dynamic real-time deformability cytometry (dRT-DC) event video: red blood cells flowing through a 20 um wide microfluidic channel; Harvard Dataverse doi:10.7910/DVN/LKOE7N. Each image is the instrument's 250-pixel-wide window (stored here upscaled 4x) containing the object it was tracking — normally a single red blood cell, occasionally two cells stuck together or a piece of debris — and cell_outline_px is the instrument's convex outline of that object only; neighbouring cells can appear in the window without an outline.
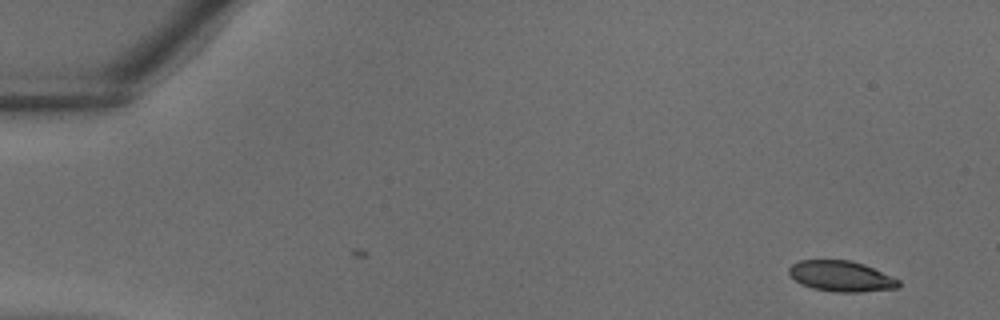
{"species": "common noctule bat (a hibernating species)", "species_latin": "Nyctalus noctula", "temperature_condition": "warm", "stored_images_in_passage": 34, "camera_frame_rate_fps": 3000, "um_per_image_px": 0.085, "animal": {"sex": "male", "body_mass_g": 18.8}, "frame": {"image": 1, "passage_image": 1, "time_ms": 0.0, "image_size_px": [1000, 320], "cell_outline_px": [[900, 284], [896, 288], [860, 292], [836, 292], [812, 288], [800, 284], [788, 272], [788, 268], [792, 264], [800, 260], [852, 260], [864, 264], [900, 280]], "centroid_in_image_um": [71.48, 23.47], "position_along_channel_um": 13.5, "area_um2": 19.54}}
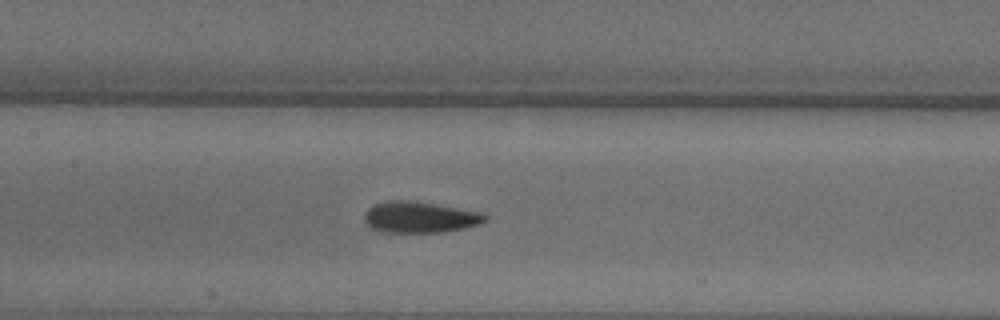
{"frame": {"image": 2, "passage_image": 17, "time_ms": 5.333, "image_size_px": [1000, 320], "cell_outline_px": [[488, 220], [480, 224], [464, 228], [440, 232], [380, 232], [368, 228], [364, 220], [364, 212], [368, 208], [376, 204], [388, 200], [412, 200], [480, 212], [488, 216]], "centroid_in_image_um": [35.64, 18.46], "position_along_channel_um": 171.8, "area_um2": 22.08}}
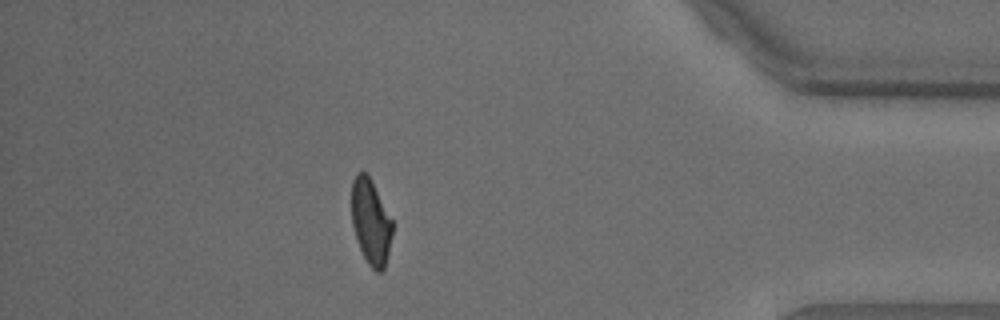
{"frame": {"image": 3, "passage_image": 32, "time_ms": 10.333, "image_size_px": [1000, 320], "cell_outline_px": [[392, 236], [384, 268], [380, 272], [376, 272], [368, 264], [360, 248], [352, 224], [352, 180], [356, 172], [368, 172], [392, 220]], "centroid_in_image_um": [31.51, 18.81], "position_along_channel_um": 403.7, "area_um2": 20.17}}